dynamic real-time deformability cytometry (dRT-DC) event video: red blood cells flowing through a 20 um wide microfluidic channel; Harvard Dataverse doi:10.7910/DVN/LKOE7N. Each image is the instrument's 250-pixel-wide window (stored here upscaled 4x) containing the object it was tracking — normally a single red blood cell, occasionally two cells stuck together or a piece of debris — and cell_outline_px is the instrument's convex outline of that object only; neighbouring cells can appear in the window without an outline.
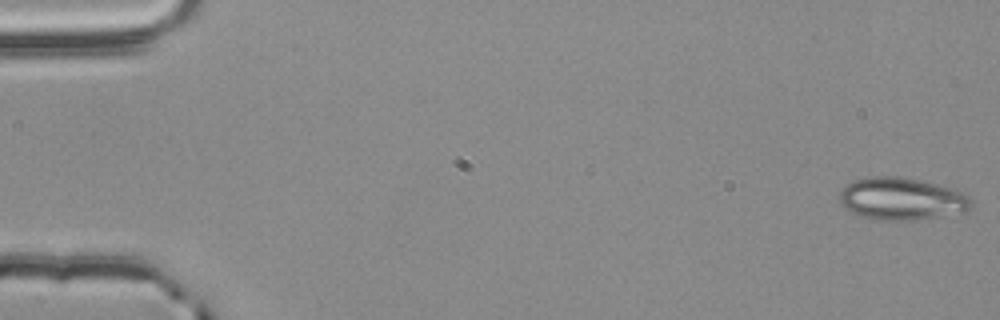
{"species": "common noctule bat (a hibernating species)", "species_latin": "Nyctalus noctula", "temperature_condition": "room temperature", "stored_images_in_passage": 56, "camera_frame_rate_fps": 3000, "um_per_image_px": 0.085, "animal": {"sex": "male", "body_mass_g": 20.4}, "frame": {"image": 1, "passage_image": 1, "time_ms": 0.0, "image_size_px": [1000, 320], "cell_outline_px": [[972, 208], [964, 212], [908, 220], [880, 220], [860, 216], [844, 208], [840, 200], [840, 188], [856, 180], [876, 176], [896, 176], [920, 180], [952, 188], [964, 192], [972, 200]], "centroid_in_image_um": [76.65, 16.89], "position_along_channel_um": 8.4, "area_um2": 32.31}}
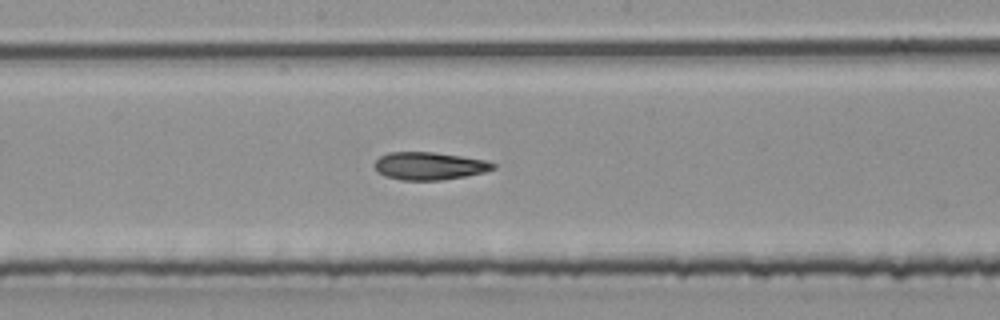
{"frame": {"image": 2, "passage_image": 30, "time_ms": 9.667, "image_size_px": [1000, 320], "cell_outline_px": [[496, 168], [484, 172], [464, 176], [440, 180], [400, 180], [384, 176], [372, 164], [380, 156], [388, 152], [436, 152], [484, 160], [496, 164]], "centroid_in_image_um": [36.47, 14.1], "position_along_channel_um": 211.7, "area_um2": 19.07}}
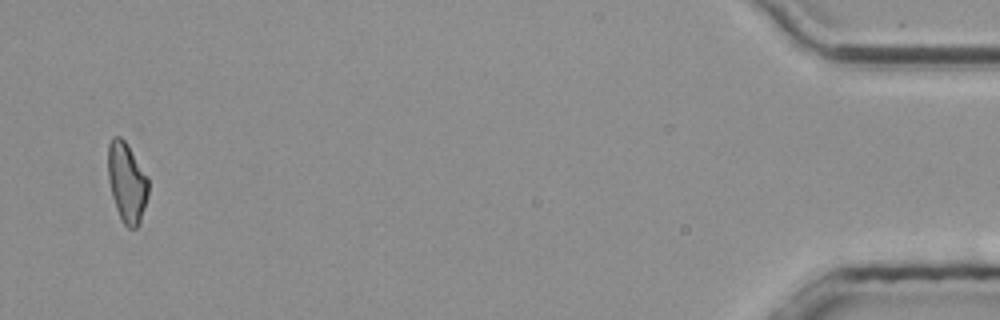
{"frame": {"image": 3, "passage_image": 54, "time_ms": 17.667, "image_size_px": [1000, 320], "cell_outline_px": [[148, 196], [140, 224], [136, 228], [128, 228], [120, 220], [112, 196], [108, 180], [108, 144], [112, 136], [120, 136], [124, 140], [148, 176]], "centroid_in_image_um": [10.78, 15.53], "position_along_channel_um": 424.4, "area_um2": 18.96}}